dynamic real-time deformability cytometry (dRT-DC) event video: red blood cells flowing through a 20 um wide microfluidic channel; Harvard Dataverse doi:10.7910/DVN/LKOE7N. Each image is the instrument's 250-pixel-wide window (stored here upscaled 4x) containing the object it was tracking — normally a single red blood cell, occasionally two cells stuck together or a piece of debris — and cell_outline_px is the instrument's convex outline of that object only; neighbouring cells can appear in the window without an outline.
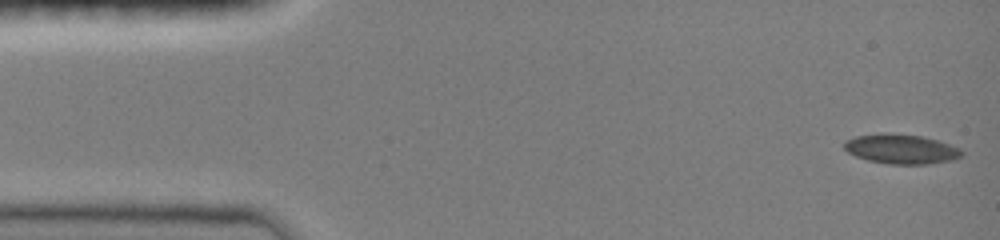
{"species": "common noctule bat (a hibernating species)", "species_latin": "Nyctalus noctula", "temperature_condition": "room temperature", "stored_images_in_passage": 22, "camera_frame_rate_fps": 3000, "um_per_image_px": 0.085, "animal": {"sex": "female", "body_mass_g": 19.0, "forearm_length_mm": 51.5}, "frame": {"image": 1, "passage_image": 1, "time_ms": 0.0, "image_size_px": [1000, 240], "cell_outline_px": [[964, 156], [952, 160], [928, 164], [888, 164], [868, 160], [856, 156], [848, 152], [844, 148], [844, 140], [856, 136], [880, 132], [888, 132], [924, 136], [940, 140], [960, 148], [964, 152]], "centroid_in_image_um": [76.63, 12.65], "position_along_channel_um": 8.4, "area_um2": 20.75}}
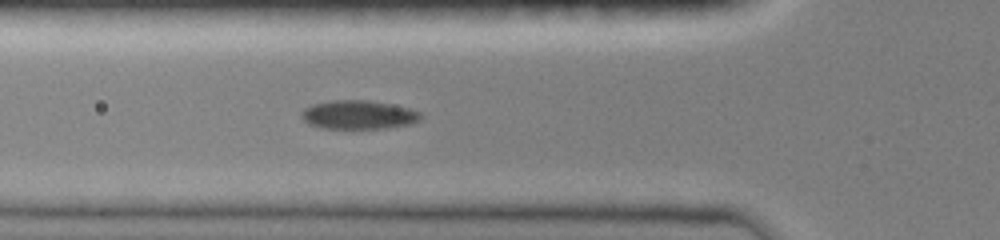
{"frame": {"image": 2, "passage_image": 16, "time_ms": 5.0, "image_size_px": [1000, 240], "cell_outline_px": [[420, 120], [412, 124], [384, 128], [324, 128], [308, 124], [300, 116], [300, 112], [304, 108], [312, 104], [332, 100], [368, 100], [408, 108], [420, 112]], "centroid_in_image_um": [30.43, 9.75], "position_along_channel_um": 95.4, "area_um2": 19.88}}
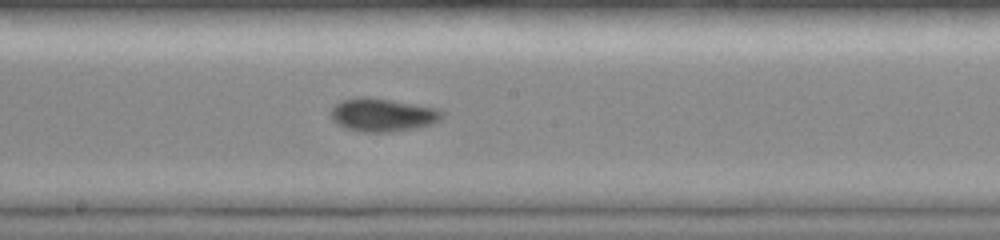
{"frame": {"image": 3, "passage_image": 22, "time_ms": 8.0, "image_size_px": [1000, 240], "cell_outline_px": [[444, 116], [440, 120], [432, 124], [416, 128], [392, 132], [360, 132], [344, 128], [336, 124], [332, 120], [332, 108], [336, 104], [344, 100], [360, 96], [368, 96], [440, 108], [444, 112]], "centroid_in_image_um": [32.56, 9.77], "position_along_channel_um": 215.6, "area_um2": 21.85}}